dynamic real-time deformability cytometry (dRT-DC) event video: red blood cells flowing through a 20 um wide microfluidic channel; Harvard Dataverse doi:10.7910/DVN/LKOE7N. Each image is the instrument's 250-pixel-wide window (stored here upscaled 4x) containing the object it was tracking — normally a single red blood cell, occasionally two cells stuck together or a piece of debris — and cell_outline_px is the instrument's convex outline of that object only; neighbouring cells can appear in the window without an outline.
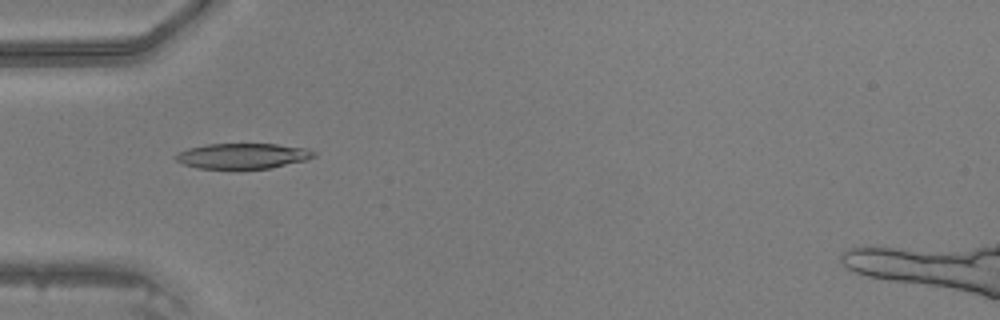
{"species": "common noctule bat (a hibernating species)", "species_latin": "Nyctalus noctula", "temperature_condition": "warm", "stored_images_in_passage": 46, "camera_frame_rate_fps": 3000, "um_per_image_px": 0.085, "animal": {"sex": "male", "body_mass_g": 20.5, "forearm_length_mm": 52.5}, "frame": {"image": 1, "passage_image": 14, "time_ms": 4.333, "image_size_px": [1000, 320], "cell_outline_px": [[316, 156], [308, 160], [268, 168], [240, 172], [196, 168], [184, 164], [176, 160], [172, 156], [188, 148], [208, 144], [276, 144], [304, 148], [316, 152]], "centroid_in_image_um": [20.6, 13.3], "position_along_channel_um": 64.4, "area_um2": 21.33}}
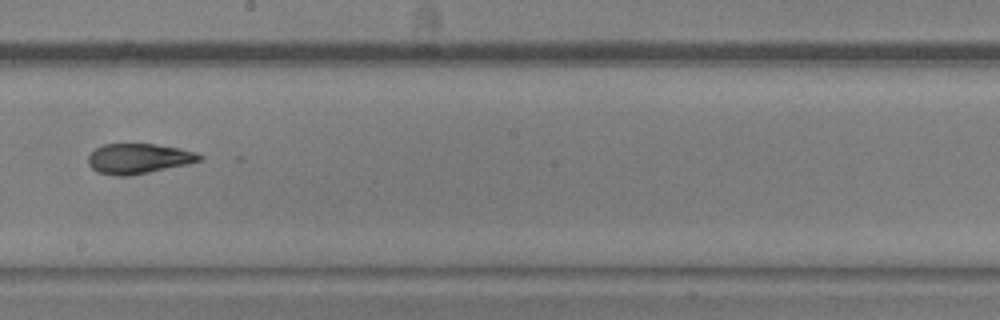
{"frame": {"image": 2, "passage_image": 26, "time_ms": 8.333, "image_size_px": [1000, 320], "cell_outline_px": [[204, 156], [200, 160], [188, 164], [132, 176], [116, 176], [96, 172], [88, 164], [88, 156], [96, 148], [104, 144], [156, 144], [196, 152]], "centroid_in_image_um": [11.76, 13.49], "position_along_channel_um": 236.4, "area_um2": 19.59}}
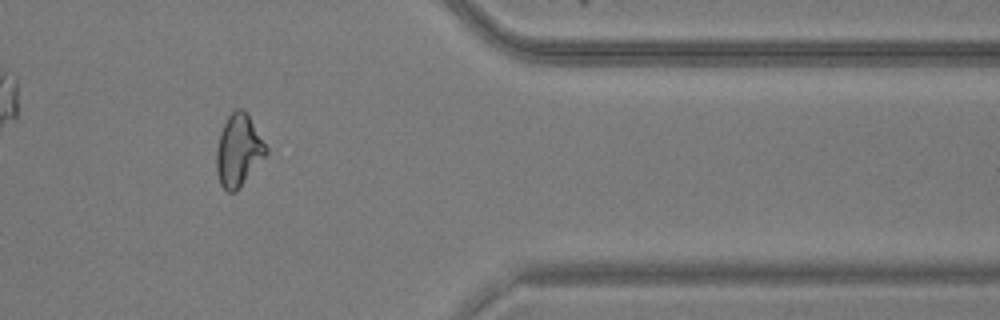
{"frame": {"image": 3, "passage_image": 38, "time_ms": 12.333, "image_size_px": [1000, 320], "cell_outline_px": [[268, 152], [236, 192], [228, 192], [220, 184], [216, 172], [216, 148], [220, 132], [228, 116], [236, 108], [240, 108], [248, 116], [268, 148]], "centroid_in_image_um": [20.25, 12.81], "position_along_channel_um": 391.2, "area_um2": 20.52}}